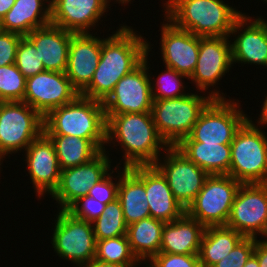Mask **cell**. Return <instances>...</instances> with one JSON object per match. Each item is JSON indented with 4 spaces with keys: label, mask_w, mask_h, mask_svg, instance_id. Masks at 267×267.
<instances>
[{
    "label": "cell",
    "mask_w": 267,
    "mask_h": 267,
    "mask_svg": "<svg viewBox=\"0 0 267 267\" xmlns=\"http://www.w3.org/2000/svg\"><path fill=\"white\" fill-rule=\"evenodd\" d=\"M136 34L130 26L123 25L115 34L102 39L99 64L81 96L103 102L117 82L142 63L148 42Z\"/></svg>",
    "instance_id": "obj_1"
},
{
    "label": "cell",
    "mask_w": 267,
    "mask_h": 267,
    "mask_svg": "<svg viewBox=\"0 0 267 267\" xmlns=\"http://www.w3.org/2000/svg\"><path fill=\"white\" fill-rule=\"evenodd\" d=\"M106 143H121L124 168L154 165L160 151L169 148L153 122L151 112L105 114ZM116 138V140H115Z\"/></svg>",
    "instance_id": "obj_2"
},
{
    "label": "cell",
    "mask_w": 267,
    "mask_h": 267,
    "mask_svg": "<svg viewBox=\"0 0 267 267\" xmlns=\"http://www.w3.org/2000/svg\"><path fill=\"white\" fill-rule=\"evenodd\" d=\"M164 5L168 20L200 37H230L242 15L223 0H168Z\"/></svg>",
    "instance_id": "obj_3"
},
{
    "label": "cell",
    "mask_w": 267,
    "mask_h": 267,
    "mask_svg": "<svg viewBox=\"0 0 267 267\" xmlns=\"http://www.w3.org/2000/svg\"><path fill=\"white\" fill-rule=\"evenodd\" d=\"M43 124L46 135L106 140L107 119L103 103L81 95L50 111L43 118Z\"/></svg>",
    "instance_id": "obj_4"
},
{
    "label": "cell",
    "mask_w": 267,
    "mask_h": 267,
    "mask_svg": "<svg viewBox=\"0 0 267 267\" xmlns=\"http://www.w3.org/2000/svg\"><path fill=\"white\" fill-rule=\"evenodd\" d=\"M213 90L206 97L187 93L179 98L153 100V122L169 147H176L189 136L200 114L213 99H225L219 90Z\"/></svg>",
    "instance_id": "obj_5"
},
{
    "label": "cell",
    "mask_w": 267,
    "mask_h": 267,
    "mask_svg": "<svg viewBox=\"0 0 267 267\" xmlns=\"http://www.w3.org/2000/svg\"><path fill=\"white\" fill-rule=\"evenodd\" d=\"M248 118L231 142L228 175L241 184L267 183V137Z\"/></svg>",
    "instance_id": "obj_6"
},
{
    "label": "cell",
    "mask_w": 267,
    "mask_h": 267,
    "mask_svg": "<svg viewBox=\"0 0 267 267\" xmlns=\"http://www.w3.org/2000/svg\"><path fill=\"white\" fill-rule=\"evenodd\" d=\"M44 132L43 117L23 101L0 104V161L26 149ZM12 152V153H11Z\"/></svg>",
    "instance_id": "obj_7"
},
{
    "label": "cell",
    "mask_w": 267,
    "mask_h": 267,
    "mask_svg": "<svg viewBox=\"0 0 267 267\" xmlns=\"http://www.w3.org/2000/svg\"><path fill=\"white\" fill-rule=\"evenodd\" d=\"M240 186L241 183L229 175H209L186 214L204 227L226 226Z\"/></svg>",
    "instance_id": "obj_8"
},
{
    "label": "cell",
    "mask_w": 267,
    "mask_h": 267,
    "mask_svg": "<svg viewBox=\"0 0 267 267\" xmlns=\"http://www.w3.org/2000/svg\"><path fill=\"white\" fill-rule=\"evenodd\" d=\"M238 104L231 99H213L181 142L231 144L237 130L249 118Z\"/></svg>",
    "instance_id": "obj_9"
},
{
    "label": "cell",
    "mask_w": 267,
    "mask_h": 267,
    "mask_svg": "<svg viewBox=\"0 0 267 267\" xmlns=\"http://www.w3.org/2000/svg\"><path fill=\"white\" fill-rule=\"evenodd\" d=\"M54 224L51 244L57 255L78 267H87L96 255L92 223L77 219L67 210H59Z\"/></svg>",
    "instance_id": "obj_10"
},
{
    "label": "cell",
    "mask_w": 267,
    "mask_h": 267,
    "mask_svg": "<svg viewBox=\"0 0 267 267\" xmlns=\"http://www.w3.org/2000/svg\"><path fill=\"white\" fill-rule=\"evenodd\" d=\"M132 72L122 77L110 95L102 102L105 114L151 112L153 105L150 73H148V54Z\"/></svg>",
    "instance_id": "obj_11"
},
{
    "label": "cell",
    "mask_w": 267,
    "mask_h": 267,
    "mask_svg": "<svg viewBox=\"0 0 267 267\" xmlns=\"http://www.w3.org/2000/svg\"><path fill=\"white\" fill-rule=\"evenodd\" d=\"M226 226L244 237H267V183L241 184Z\"/></svg>",
    "instance_id": "obj_12"
},
{
    "label": "cell",
    "mask_w": 267,
    "mask_h": 267,
    "mask_svg": "<svg viewBox=\"0 0 267 267\" xmlns=\"http://www.w3.org/2000/svg\"><path fill=\"white\" fill-rule=\"evenodd\" d=\"M165 152L164 163L159 158L154 166L166 178L174 198L186 210L203 188L209 174L176 147H169Z\"/></svg>",
    "instance_id": "obj_13"
},
{
    "label": "cell",
    "mask_w": 267,
    "mask_h": 267,
    "mask_svg": "<svg viewBox=\"0 0 267 267\" xmlns=\"http://www.w3.org/2000/svg\"><path fill=\"white\" fill-rule=\"evenodd\" d=\"M79 95L65 72L45 70L26 79L23 102L44 118L53 109L71 103Z\"/></svg>",
    "instance_id": "obj_14"
},
{
    "label": "cell",
    "mask_w": 267,
    "mask_h": 267,
    "mask_svg": "<svg viewBox=\"0 0 267 267\" xmlns=\"http://www.w3.org/2000/svg\"><path fill=\"white\" fill-rule=\"evenodd\" d=\"M110 163L106 150H102L87 163L61 170L59 184L51 197L61 210H67L80 197L87 196L91 186L110 172Z\"/></svg>",
    "instance_id": "obj_15"
},
{
    "label": "cell",
    "mask_w": 267,
    "mask_h": 267,
    "mask_svg": "<svg viewBox=\"0 0 267 267\" xmlns=\"http://www.w3.org/2000/svg\"><path fill=\"white\" fill-rule=\"evenodd\" d=\"M229 37H200L196 67L188 79L196 88L206 91L214 87L232 67L231 43ZM218 81V82H217Z\"/></svg>",
    "instance_id": "obj_16"
},
{
    "label": "cell",
    "mask_w": 267,
    "mask_h": 267,
    "mask_svg": "<svg viewBox=\"0 0 267 267\" xmlns=\"http://www.w3.org/2000/svg\"><path fill=\"white\" fill-rule=\"evenodd\" d=\"M24 151L36 194L39 198L43 194L51 195L59 184L61 173L53 142L43 132Z\"/></svg>",
    "instance_id": "obj_17"
},
{
    "label": "cell",
    "mask_w": 267,
    "mask_h": 267,
    "mask_svg": "<svg viewBox=\"0 0 267 267\" xmlns=\"http://www.w3.org/2000/svg\"><path fill=\"white\" fill-rule=\"evenodd\" d=\"M161 28V54L165 67L175 69L186 75H192L198 58L200 36L176 27L167 18Z\"/></svg>",
    "instance_id": "obj_18"
},
{
    "label": "cell",
    "mask_w": 267,
    "mask_h": 267,
    "mask_svg": "<svg viewBox=\"0 0 267 267\" xmlns=\"http://www.w3.org/2000/svg\"><path fill=\"white\" fill-rule=\"evenodd\" d=\"M233 33L240 35H237L231 44L232 63L267 66V21L263 17H257L253 21L243 13L235 21L230 34Z\"/></svg>",
    "instance_id": "obj_19"
},
{
    "label": "cell",
    "mask_w": 267,
    "mask_h": 267,
    "mask_svg": "<svg viewBox=\"0 0 267 267\" xmlns=\"http://www.w3.org/2000/svg\"><path fill=\"white\" fill-rule=\"evenodd\" d=\"M145 185L150 215L164 223L182 217L186 210L174 198L166 178L154 166H134L129 168Z\"/></svg>",
    "instance_id": "obj_20"
},
{
    "label": "cell",
    "mask_w": 267,
    "mask_h": 267,
    "mask_svg": "<svg viewBox=\"0 0 267 267\" xmlns=\"http://www.w3.org/2000/svg\"><path fill=\"white\" fill-rule=\"evenodd\" d=\"M101 50V38L90 33L72 34L65 74L79 93L90 84L100 61Z\"/></svg>",
    "instance_id": "obj_21"
},
{
    "label": "cell",
    "mask_w": 267,
    "mask_h": 267,
    "mask_svg": "<svg viewBox=\"0 0 267 267\" xmlns=\"http://www.w3.org/2000/svg\"><path fill=\"white\" fill-rule=\"evenodd\" d=\"M51 23L73 33H89L108 8L104 0H50Z\"/></svg>",
    "instance_id": "obj_22"
},
{
    "label": "cell",
    "mask_w": 267,
    "mask_h": 267,
    "mask_svg": "<svg viewBox=\"0 0 267 267\" xmlns=\"http://www.w3.org/2000/svg\"><path fill=\"white\" fill-rule=\"evenodd\" d=\"M72 34L73 32L49 23L34 29L25 37L36 48L45 70L65 72Z\"/></svg>",
    "instance_id": "obj_23"
},
{
    "label": "cell",
    "mask_w": 267,
    "mask_h": 267,
    "mask_svg": "<svg viewBox=\"0 0 267 267\" xmlns=\"http://www.w3.org/2000/svg\"><path fill=\"white\" fill-rule=\"evenodd\" d=\"M205 227L186 213L172 222L164 224L161 253L199 254Z\"/></svg>",
    "instance_id": "obj_24"
},
{
    "label": "cell",
    "mask_w": 267,
    "mask_h": 267,
    "mask_svg": "<svg viewBox=\"0 0 267 267\" xmlns=\"http://www.w3.org/2000/svg\"><path fill=\"white\" fill-rule=\"evenodd\" d=\"M45 1L49 2L47 6H44ZM49 23H51V1L16 0L9 12L0 21V29L24 37L34 29Z\"/></svg>",
    "instance_id": "obj_25"
},
{
    "label": "cell",
    "mask_w": 267,
    "mask_h": 267,
    "mask_svg": "<svg viewBox=\"0 0 267 267\" xmlns=\"http://www.w3.org/2000/svg\"><path fill=\"white\" fill-rule=\"evenodd\" d=\"M176 148L209 175H228L231 145L204 142H180Z\"/></svg>",
    "instance_id": "obj_26"
},
{
    "label": "cell",
    "mask_w": 267,
    "mask_h": 267,
    "mask_svg": "<svg viewBox=\"0 0 267 267\" xmlns=\"http://www.w3.org/2000/svg\"><path fill=\"white\" fill-rule=\"evenodd\" d=\"M119 175L118 196L125 222L128 225L151 217L144 183L129 169Z\"/></svg>",
    "instance_id": "obj_27"
},
{
    "label": "cell",
    "mask_w": 267,
    "mask_h": 267,
    "mask_svg": "<svg viewBox=\"0 0 267 267\" xmlns=\"http://www.w3.org/2000/svg\"><path fill=\"white\" fill-rule=\"evenodd\" d=\"M53 142L61 170L76 167L95 158L106 140H88L77 136L47 135Z\"/></svg>",
    "instance_id": "obj_28"
},
{
    "label": "cell",
    "mask_w": 267,
    "mask_h": 267,
    "mask_svg": "<svg viewBox=\"0 0 267 267\" xmlns=\"http://www.w3.org/2000/svg\"><path fill=\"white\" fill-rule=\"evenodd\" d=\"M164 224L160 220L148 217L127 226L126 236L131 251L139 262L144 261L146 264L159 253Z\"/></svg>",
    "instance_id": "obj_29"
},
{
    "label": "cell",
    "mask_w": 267,
    "mask_h": 267,
    "mask_svg": "<svg viewBox=\"0 0 267 267\" xmlns=\"http://www.w3.org/2000/svg\"><path fill=\"white\" fill-rule=\"evenodd\" d=\"M244 238V236L227 226L205 227L199 259L201 267H212L225 256Z\"/></svg>",
    "instance_id": "obj_30"
},
{
    "label": "cell",
    "mask_w": 267,
    "mask_h": 267,
    "mask_svg": "<svg viewBox=\"0 0 267 267\" xmlns=\"http://www.w3.org/2000/svg\"><path fill=\"white\" fill-rule=\"evenodd\" d=\"M96 240L115 238L127 233L122 205L117 198L108 203L98 219L92 222Z\"/></svg>",
    "instance_id": "obj_31"
},
{
    "label": "cell",
    "mask_w": 267,
    "mask_h": 267,
    "mask_svg": "<svg viewBox=\"0 0 267 267\" xmlns=\"http://www.w3.org/2000/svg\"><path fill=\"white\" fill-rule=\"evenodd\" d=\"M95 260L120 265H139L142 263L132 253L126 235L97 240Z\"/></svg>",
    "instance_id": "obj_32"
},
{
    "label": "cell",
    "mask_w": 267,
    "mask_h": 267,
    "mask_svg": "<svg viewBox=\"0 0 267 267\" xmlns=\"http://www.w3.org/2000/svg\"><path fill=\"white\" fill-rule=\"evenodd\" d=\"M26 78L14 64L0 66V99L3 102L23 101Z\"/></svg>",
    "instance_id": "obj_33"
},
{
    "label": "cell",
    "mask_w": 267,
    "mask_h": 267,
    "mask_svg": "<svg viewBox=\"0 0 267 267\" xmlns=\"http://www.w3.org/2000/svg\"><path fill=\"white\" fill-rule=\"evenodd\" d=\"M182 78H188L186 75L177 72L175 69L166 67V71L158 76L156 84L150 82L153 100H163L179 98L187 95L184 92ZM156 86V91H154ZM183 88V89H182Z\"/></svg>",
    "instance_id": "obj_34"
},
{
    "label": "cell",
    "mask_w": 267,
    "mask_h": 267,
    "mask_svg": "<svg viewBox=\"0 0 267 267\" xmlns=\"http://www.w3.org/2000/svg\"><path fill=\"white\" fill-rule=\"evenodd\" d=\"M15 65L26 79L45 71L36 48L25 36L18 44Z\"/></svg>",
    "instance_id": "obj_35"
},
{
    "label": "cell",
    "mask_w": 267,
    "mask_h": 267,
    "mask_svg": "<svg viewBox=\"0 0 267 267\" xmlns=\"http://www.w3.org/2000/svg\"><path fill=\"white\" fill-rule=\"evenodd\" d=\"M105 207L106 204H103L87 195L80 197L67 209V211L77 219L92 223L98 219L101 214H103Z\"/></svg>",
    "instance_id": "obj_36"
},
{
    "label": "cell",
    "mask_w": 267,
    "mask_h": 267,
    "mask_svg": "<svg viewBox=\"0 0 267 267\" xmlns=\"http://www.w3.org/2000/svg\"><path fill=\"white\" fill-rule=\"evenodd\" d=\"M255 248L254 237H244L231 252L212 267H243Z\"/></svg>",
    "instance_id": "obj_37"
},
{
    "label": "cell",
    "mask_w": 267,
    "mask_h": 267,
    "mask_svg": "<svg viewBox=\"0 0 267 267\" xmlns=\"http://www.w3.org/2000/svg\"><path fill=\"white\" fill-rule=\"evenodd\" d=\"M153 267H201L199 254H171L159 252L150 261Z\"/></svg>",
    "instance_id": "obj_38"
},
{
    "label": "cell",
    "mask_w": 267,
    "mask_h": 267,
    "mask_svg": "<svg viewBox=\"0 0 267 267\" xmlns=\"http://www.w3.org/2000/svg\"><path fill=\"white\" fill-rule=\"evenodd\" d=\"M111 174L108 173L102 180L92 185L88 193L89 196L106 205L118 196L119 181L114 183Z\"/></svg>",
    "instance_id": "obj_39"
},
{
    "label": "cell",
    "mask_w": 267,
    "mask_h": 267,
    "mask_svg": "<svg viewBox=\"0 0 267 267\" xmlns=\"http://www.w3.org/2000/svg\"><path fill=\"white\" fill-rule=\"evenodd\" d=\"M22 37L14 32L0 31V66L15 63L18 44Z\"/></svg>",
    "instance_id": "obj_40"
},
{
    "label": "cell",
    "mask_w": 267,
    "mask_h": 267,
    "mask_svg": "<svg viewBox=\"0 0 267 267\" xmlns=\"http://www.w3.org/2000/svg\"><path fill=\"white\" fill-rule=\"evenodd\" d=\"M253 254L258 259L259 267H267V239L257 240V238H255Z\"/></svg>",
    "instance_id": "obj_41"
},
{
    "label": "cell",
    "mask_w": 267,
    "mask_h": 267,
    "mask_svg": "<svg viewBox=\"0 0 267 267\" xmlns=\"http://www.w3.org/2000/svg\"><path fill=\"white\" fill-rule=\"evenodd\" d=\"M16 0H0V21L12 8Z\"/></svg>",
    "instance_id": "obj_42"
},
{
    "label": "cell",
    "mask_w": 267,
    "mask_h": 267,
    "mask_svg": "<svg viewBox=\"0 0 267 267\" xmlns=\"http://www.w3.org/2000/svg\"><path fill=\"white\" fill-rule=\"evenodd\" d=\"M87 267H136V265H120L94 259Z\"/></svg>",
    "instance_id": "obj_43"
},
{
    "label": "cell",
    "mask_w": 267,
    "mask_h": 267,
    "mask_svg": "<svg viewBox=\"0 0 267 267\" xmlns=\"http://www.w3.org/2000/svg\"><path fill=\"white\" fill-rule=\"evenodd\" d=\"M258 119H259L257 121L258 124L267 125V95H266V99H264V102L262 105V111H261L260 118H258Z\"/></svg>",
    "instance_id": "obj_44"
},
{
    "label": "cell",
    "mask_w": 267,
    "mask_h": 267,
    "mask_svg": "<svg viewBox=\"0 0 267 267\" xmlns=\"http://www.w3.org/2000/svg\"><path fill=\"white\" fill-rule=\"evenodd\" d=\"M243 267H259L257 257L254 254H252Z\"/></svg>",
    "instance_id": "obj_45"
},
{
    "label": "cell",
    "mask_w": 267,
    "mask_h": 267,
    "mask_svg": "<svg viewBox=\"0 0 267 267\" xmlns=\"http://www.w3.org/2000/svg\"><path fill=\"white\" fill-rule=\"evenodd\" d=\"M105 1V3H106V5L107 6H109L110 4H108L110 1L109 0H104ZM118 3H121L122 5L123 4H127V3H129L131 0H116Z\"/></svg>",
    "instance_id": "obj_46"
}]
</instances>
